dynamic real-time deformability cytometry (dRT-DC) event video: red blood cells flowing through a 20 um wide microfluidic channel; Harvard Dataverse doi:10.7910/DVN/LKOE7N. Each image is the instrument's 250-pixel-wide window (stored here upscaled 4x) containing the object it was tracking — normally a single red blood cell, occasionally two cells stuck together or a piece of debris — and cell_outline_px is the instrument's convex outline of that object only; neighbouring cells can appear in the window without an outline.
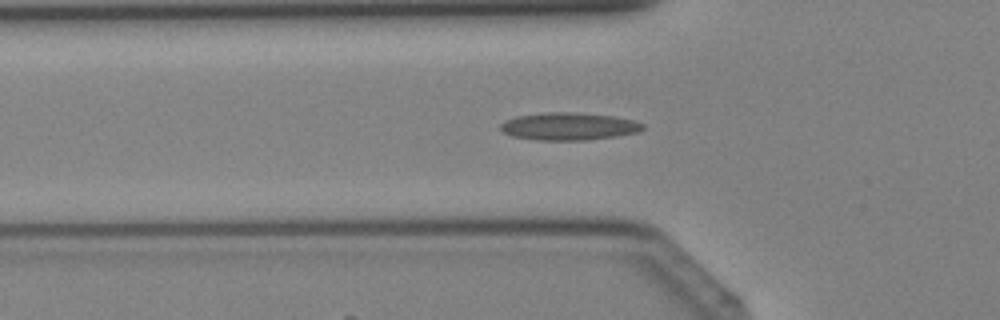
{"species": "Egyptian fruit bat (a non-hibernating species)", "species_latin": "Rousettus aegyptiacus", "temperature_condition": "cold", "stored_images_in_passage": 31, "camera_frame_rate_fps": 3000, "um_per_image_px": 0.085, "animal": {"sex": "female"}, "frame": {"image": 1, "passage_image": 5, "time_ms": 1.333, "image_size_px": [1000, 320], "cell_outline_px": [[644, 128], [636, 132], [616, 136], [584, 140], [536, 140], [512, 136], [504, 132], [500, 128], [500, 124], [504, 120], [516, 116], [544, 112], [572, 112], [612, 116], [632, 120], [644, 124]], "centroid_in_image_um": [48.29, 10.73], "position_along_channel_um": 77.5, "area_um2": 22.72}}
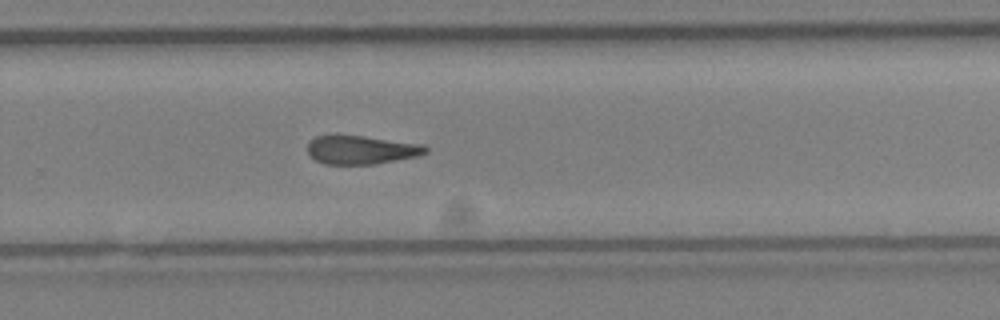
{"frame": {"image": 2, "passage_image": 18, "time_ms": 5.667, "image_size_px": [1000, 320], "cell_outline_px": [[428, 152], [416, 156], [376, 164], [324, 164], [316, 160], [308, 152], [308, 140], [316, 136], [336, 132], [424, 144], [428, 148]], "centroid_in_image_um": [30.66, 12.69], "position_along_channel_um": 299.1, "area_um2": 20.29}}
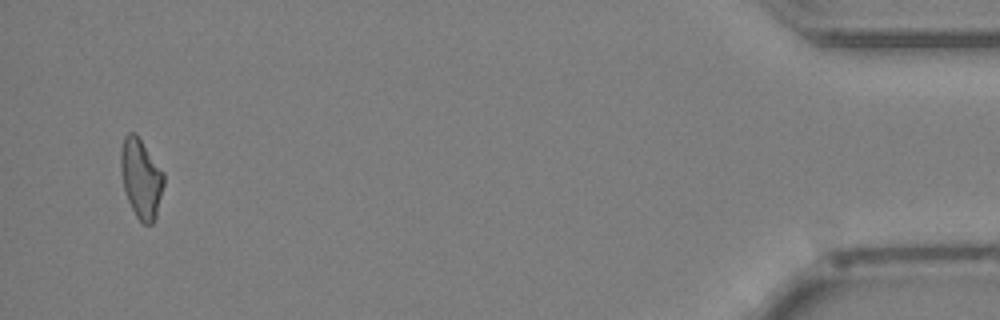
{"frame": {"image": 3, "passage_image": 30, "time_ms": 9.667, "image_size_px": [1000, 320], "cell_outline_px": [[164, 184], [156, 216], [152, 224], [144, 224], [136, 216], [128, 200], [124, 188], [120, 168], [120, 148], [124, 136], [128, 132], [136, 132], [164, 172]], "centroid_in_image_um": [11.98, 15.11], "position_along_channel_um": 423.2, "area_um2": 20.0}}